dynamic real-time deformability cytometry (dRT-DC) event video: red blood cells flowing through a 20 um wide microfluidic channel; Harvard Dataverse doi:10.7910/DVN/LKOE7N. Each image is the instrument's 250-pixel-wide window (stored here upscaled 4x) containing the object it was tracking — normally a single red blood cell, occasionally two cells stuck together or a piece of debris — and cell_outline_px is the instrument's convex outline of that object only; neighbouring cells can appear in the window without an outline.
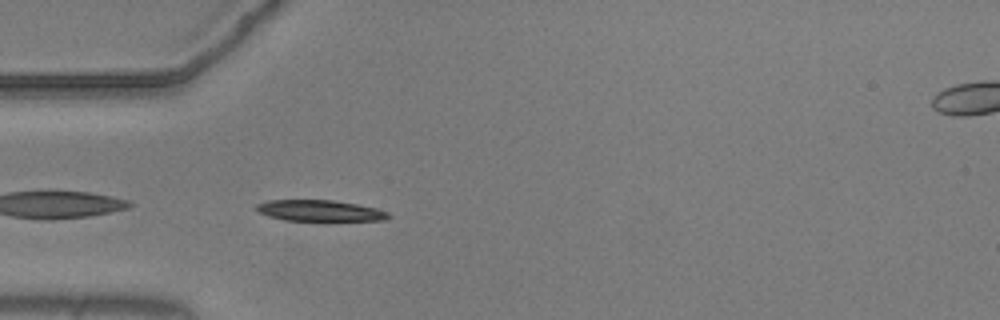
{"species": "common noctule bat (a hibernating species)", "species_latin": "Nyctalus noctula", "temperature_condition": "warm", "stored_images_in_passage": 9, "camera_frame_rate_fps": 3000, "um_per_image_px": 0.085, "animal": {"sex": "male", "body_mass_g": 20.5, "forearm_length_mm": 52.5}, "frame": {"image": 1, "passage_image": 1, "time_ms": 0.0, "image_size_px": [1000, 320], "cell_outline_px": [[392, 216], [384, 220], [284, 220], [268, 216], [260, 212], [256, 208], [256, 204], [268, 200], [332, 200], [356, 204], [376, 208], [388, 212]], "centroid_in_image_um": [27.18, 17.9], "position_along_channel_um": 57.8, "area_um2": 16.01}}
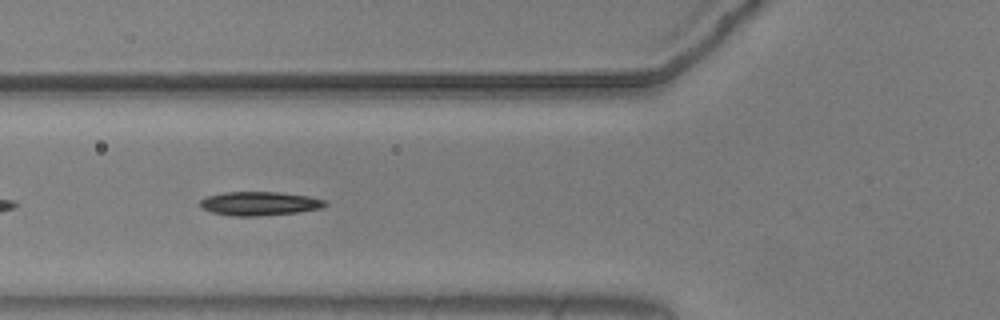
{"frame": {"image": 2, "passage_image": 5, "time_ms": 1.333, "image_size_px": [1000, 320], "cell_outline_px": [[328, 204], [320, 208], [296, 212], [256, 216], [232, 216], [212, 212], [200, 208], [200, 200], [208, 196], [224, 192], [276, 192], [308, 196], [324, 200]], "centroid_in_image_um": [22.01, 17.3], "position_along_channel_um": 103.8, "area_um2": 17.17}}
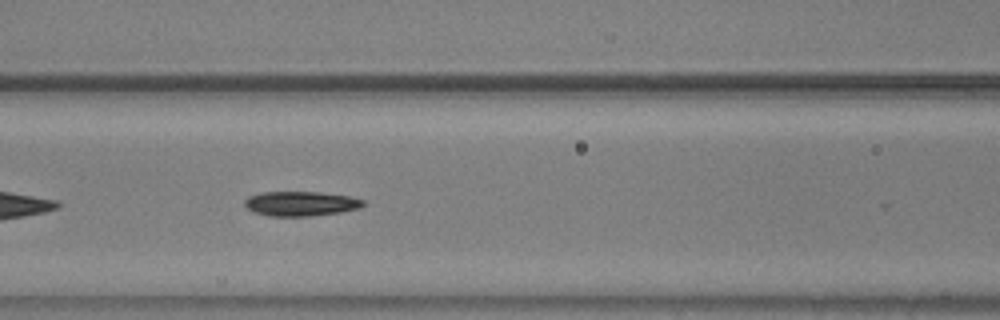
{"frame": {"image": 3, "passage_image": 8, "time_ms": 2.333, "image_size_px": [1000, 320], "cell_outline_px": [[364, 204], [360, 208], [340, 212], [308, 216], [268, 216], [256, 212], [248, 208], [244, 204], [244, 200], [248, 196], [260, 192], [320, 192], [348, 196], [364, 200]], "centroid_in_image_um": [25.55, 17.3], "position_along_channel_um": 141.1, "area_um2": 16.94}}